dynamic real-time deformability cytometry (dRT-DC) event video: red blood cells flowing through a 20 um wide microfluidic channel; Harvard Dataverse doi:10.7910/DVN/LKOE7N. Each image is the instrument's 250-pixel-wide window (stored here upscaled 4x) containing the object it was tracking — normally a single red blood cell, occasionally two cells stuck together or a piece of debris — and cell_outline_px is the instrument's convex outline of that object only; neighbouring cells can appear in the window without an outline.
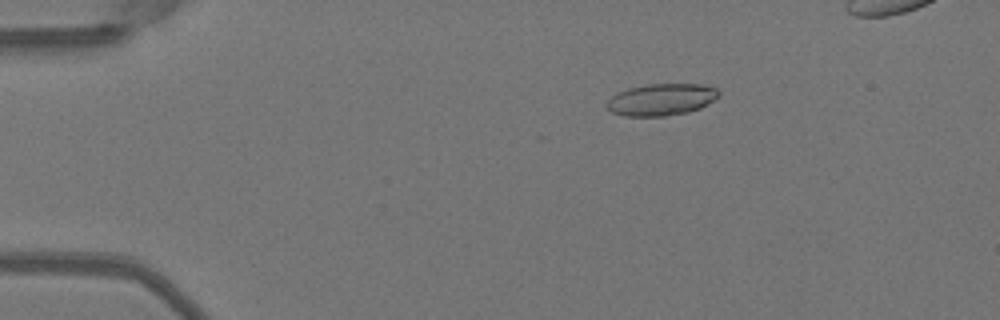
{"species": "Egyptian fruit bat (a non-hibernating species)", "species_latin": "Rousettus aegyptiacus", "temperature_condition": "warm", "stored_images_in_passage": 49, "camera_frame_rate_fps": 3000, "um_per_image_px": 0.085, "animal": {"sex": "female"}, "frame": {"image": 1, "passage_image": 10, "time_ms": 3.0, "image_size_px": [1000, 320], "cell_outline_px": [[720, 96], [700, 108], [688, 112], [664, 116], [624, 116], [612, 112], [604, 104], [616, 92], [628, 88], [648, 84], [700, 84], [716, 88], [720, 92]], "centroid_in_image_um": [56.2, 8.46], "position_along_channel_um": 28.8, "area_um2": 20.87}}
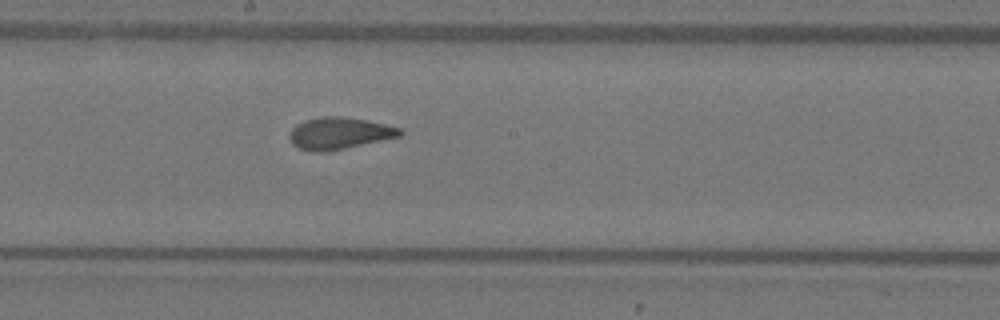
{"frame": {"image": 2, "passage_image": 29, "time_ms": 9.333, "image_size_px": [1000, 320], "cell_outline_px": [[404, 132], [400, 136], [328, 152], [320, 152], [300, 148], [292, 144], [288, 136], [288, 132], [296, 124], [304, 120], [320, 116], [336, 116], [368, 120], [400, 128]], "centroid_in_image_um": [28.8, 11.32], "position_along_channel_um": 219.4, "area_um2": 20.52}}
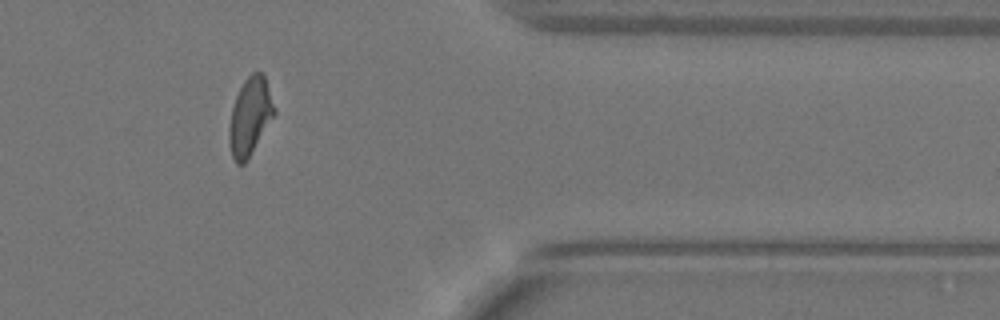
{"frame": {"image": 3, "passage_image": 43, "time_ms": 14.0, "image_size_px": [1000, 320], "cell_outline_px": [[276, 112], [244, 164], [236, 164], [232, 156], [228, 140], [228, 128], [232, 108], [236, 96], [244, 80], [252, 72], [260, 72], [264, 76], [276, 108]], "centroid_in_image_um": [21.23, 9.9], "position_along_channel_um": 390.2, "area_um2": 20.17}, "authors_computed_cell_mechanics": {"area_um2": 20.519, "velocity_mm_per_s": 4.0409, "shape_relaxation_time_tau1_ms": 7.7955, "shape_relaxation_time_tau2_ms": 1.1039, "deformation_change_tau1": 0.2231, "deformation_change_tau2": 0.079}}